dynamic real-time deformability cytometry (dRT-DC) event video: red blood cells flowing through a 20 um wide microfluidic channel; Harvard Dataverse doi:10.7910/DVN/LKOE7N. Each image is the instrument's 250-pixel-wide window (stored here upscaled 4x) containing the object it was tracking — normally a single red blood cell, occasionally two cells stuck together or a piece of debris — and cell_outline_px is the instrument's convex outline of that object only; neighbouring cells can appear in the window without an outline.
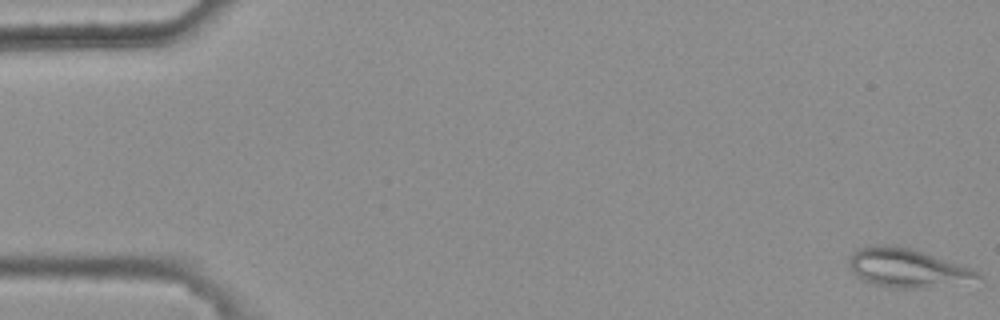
{"species": "common noctule bat (a hibernating species)", "species_latin": "Nyctalus noctula", "temperature_condition": "warm", "stored_images_in_passage": 4, "camera_frame_rate_fps": 3000, "um_per_image_px": 0.085, "animal": {"sex": "female", "body_mass_g": 25.1}, "frame": {"image": 1, "passage_image": 1, "time_ms": 0.0, "image_size_px": [1000, 320], "cell_outline_px": [[984, 276], [924, 288], [896, 288], [876, 284], [864, 280], [856, 276], [852, 272], [848, 264], [848, 260], [856, 248], [868, 244], [896, 244], [912, 248], [972, 268], [980, 272]], "centroid_in_image_um": [76.99, 22.72], "position_along_channel_um": 8.0, "area_um2": 28.84}}